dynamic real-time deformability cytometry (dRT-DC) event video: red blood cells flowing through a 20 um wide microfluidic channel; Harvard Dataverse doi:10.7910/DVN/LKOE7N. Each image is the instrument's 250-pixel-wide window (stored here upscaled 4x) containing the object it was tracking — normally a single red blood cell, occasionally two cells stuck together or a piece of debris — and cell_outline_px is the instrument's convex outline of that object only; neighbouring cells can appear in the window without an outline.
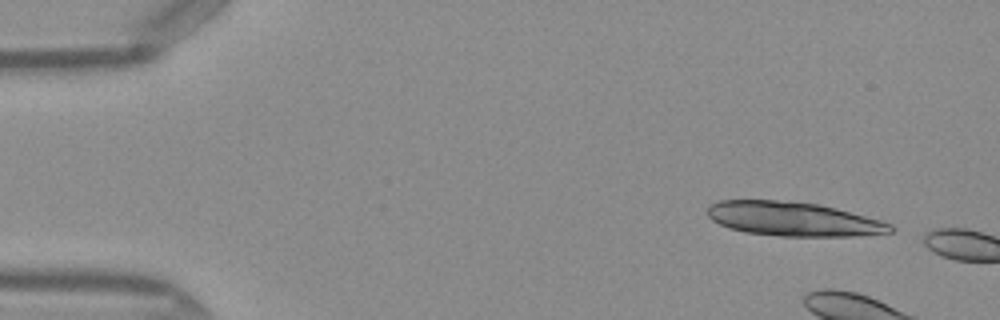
{"species": "Egyptian fruit bat (a non-hibernating species)", "species_latin": "Rousettus aegyptiacus", "temperature_condition": "warm", "stored_images_in_passage": 5, "camera_frame_rate_fps": 3000, "um_per_image_px": 0.085, "frame": {"image": 1, "passage_image": 1, "time_ms": 0.0, "image_size_px": [1000, 320], "cell_outline_px": [[896, 228], [892, 232], [856, 236], [780, 236], [744, 232], [728, 228], [712, 220], [708, 216], [708, 208], [716, 200], [776, 200], [816, 204], [836, 208], [880, 220], [892, 224]], "centroid_in_image_um": [67.43, 18.62], "position_along_channel_um": 17.6, "area_um2": 36.3}}